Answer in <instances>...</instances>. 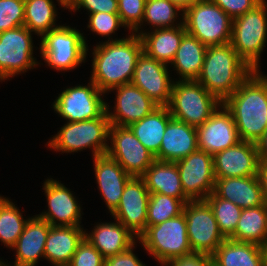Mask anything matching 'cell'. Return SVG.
I'll use <instances>...</instances> for the list:
<instances>
[{
    "label": "cell",
    "mask_w": 267,
    "mask_h": 266,
    "mask_svg": "<svg viewBox=\"0 0 267 266\" xmlns=\"http://www.w3.org/2000/svg\"><path fill=\"white\" fill-rule=\"evenodd\" d=\"M117 41H105L93 48L90 80L103 93L131 83L143 44L138 34L131 33Z\"/></svg>",
    "instance_id": "1"
},
{
    "label": "cell",
    "mask_w": 267,
    "mask_h": 266,
    "mask_svg": "<svg viewBox=\"0 0 267 266\" xmlns=\"http://www.w3.org/2000/svg\"><path fill=\"white\" fill-rule=\"evenodd\" d=\"M253 70L224 102L241 141L256 143L267 130V76Z\"/></svg>",
    "instance_id": "2"
},
{
    "label": "cell",
    "mask_w": 267,
    "mask_h": 266,
    "mask_svg": "<svg viewBox=\"0 0 267 266\" xmlns=\"http://www.w3.org/2000/svg\"><path fill=\"white\" fill-rule=\"evenodd\" d=\"M252 71L231 43L208 46L196 81L223 103Z\"/></svg>",
    "instance_id": "3"
},
{
    "label": "cell",
    "mask_w": 267,
    "mask_h": 266,
    "mask_svg": "<svg viewBox=\"0 0 267 266\" xmlns=\"http://www.w3.org/2000/svg\"><path fill=\"white\" fill-rule=\"evenodd\" d=\"M266 41L267 2L262 0L244 15L233 19L230 43L252 70H259V60Z\"/></svg>",
    "instance_id": "4"
},
{
    "label": "cell",
    "mask_w": 267,
    "mask_h": 266,
    "mask_svg": "<svg viewBox=\"0 0 267 266\" xmlns=\"http://www.w3.org/2000/svg\"><path fill=\"white\" fill-rule=\"evenodd\" d=\"M110 121L106 111L96 119L66 122L60 131L48 141V147L62 153L78 152L91 147L92 156L106 154Z\"/></svg>",
    "instance_id": "5"
},
{
    "label": "cell",
    "mask_w": 267,
    "mask_h": 266,
    "mask_svg": "<svg viewBox=\"0 0 267 266\" xmlns=\"http://www.w3.org/2000/svg\"><path fill=\"white\" fill-rule=\"evenodd\" d=\"M222 102L196 80L175 81L168 104L172 118L198 127L202 125Z\"/></svg>",
    "instance_id": "6"
},
{
    "label": "cell",
    "mask_w": 267,
    "mask_h": 266,
    "mask_svg": "<svg viewBox=\"0 0 267 266\" xmlns=\"http://www.w3.org/2000/svg\"><path fill=\"white\" fill-rule=\"evenodd\" d=\"M232 21L233 19L211 0H201L183 12L186 32L207 47L231 42Z\"/></svg>",
    "instance_id": "7"
},
{
    "label": "cell",
    "mask_w": 267,
    "mask_h": 266,
    "mask_svg": "<svg viewBox=\"0 0 267 266\" xmlns=\"http://www.w3.org/2000/svg\"><path fill=\"white\" fill-rule=\"evenodd\" d=\"M39 46L44 62L57 71L75 69L85 63L88 51L83 33L64 24L45 33Z\"/></svg>",
    "instance_id": "8"
},
{
    "label": "cell",
    "mask_w": 267,
    "mask_h": 266,
    "mask_svg": "<svg viewBox=\"0 0 267 266\" xmlns=\"http://www.w3.org/2000/svg\"><path fill=\"white\" fill-rule=\"evenodd\" d=\"M138 240L161 265H166L176 257L192 253L184 213L162 223L148 226Z\"/></svg>",
    "instance_id": "9"
},
{
    "label": "cell",
    "mask_w": 267,
    "mask_h": 266,
    "mask_svg": "<svg viewBox=\"0 0 267 266\" xmlns=\"http://www.w3.org/2000/svg\"><path fill=\"white\" fill-rule=\"evenodd\" d=\"M183 213L192 252L212 256L225 238L209 204L205 200L188 201L184 205Z\"/></svg>",
    "instance_id": "10"
},
{
    "label": "cell",
    "mask_w": 267,
    "mask_h": 266,
    "mask_svg": "<svg viewBox=\"0 0 267 266\" xmlns=\"http://www.w3.org/2000/svg\"><path fill=\"white\" fill-rule=\"evenodd\" d=\"M32 34L25 26L0 33V81L34 69L39 64L33 57Z\"/></svg>",
    "instance_id": "11"
},
{
    "label": "cell",
    "mask_w": 267,
    "mask_h": 266,
    "mask_svg": "<svg viewBox=\"0 0 267 266\" xmlns=\"http://www.w3.org/2000/svg\"><path fill=\"white\" fill-rule=\"evenodd\" d=\"M106 154L131 177H142L155 161V156L136 138L129 126L110 125Z\"/></svg>",
    "instance_id": "12"
},
{
    "label": "cell",
    "mask_w": 267,
    "mask_h": 266,
    "mask_svg": "<svg viewBox=\"0 0 267 266\" xmlns=\"http://www.w3.org/2000/svg\"><path fill=\"white\" fill-rule=\"evenodd\" d=\"M103 94L90 80L87 86L77 85L63 90L55 99L53 108L67 122L96 119L106 111Z\"/></svg>",
    "instance_id": "13"
},
{
    "label": "cell",
    "mask_w": 267,
    "mask_h": 266,
    "mask_svg": "<svg viewBox=\"0 0 267 266\" xmlns=\"http://www.w3.org/2000/svg\"><path fill=\"white\" fill-rule=\"evenodd\" d=\"M185 196L190 201L205 200L214 191L213 156L197 150L176 161Z\"/></svg>",
    "instance_id": "14"
},
{
    "label": "cell",
    "mask_w": 267,
    "mask_h": 266,
    "mask_svg": "<svg viewBox=\"0 0 267 266\" xmlns=\"http://www.w3.org/2000/svg\"><path fill=\"white\" fill-rule=\"evenodd\" d=\"M150 192L142 177H131L125 185L117 208L111 213L136 237L147 228V208Z\"/></svg>",
    "instance_id": "15"
},
{
    "label": "cell",
    "mask_w": 267,
    "mask_h": 266,
    "mask_svg": "<svg viewBox=\"0 0 267 266\" xmlns=\"http://www.w3.org/2000/svg\"><path fill=\"white\" fill-rule=\"evenodd\" d=\"M168 66L142 51L131 81L158 106H168L171 99L174 81L169 77Z\"/></svg>",
    "instance_id": "16"
},
{
    "label": "cell",
    "mask_w": 267,
    "mask_h": 266,
    "mask_svg": "<svg viewBox=\"0 0 267 266\" xmlns=\"http://www.w3.org/2000/svg\"><path fill=\"white\" fill-rule=\"evenodd\" d=\"M196 130L198 150L212 156L241 141L232 113L223 103L202 125L196 127Z\"/></svg>",
    "instance_id": "17"
},
{
    "label": "cell",
    "mask_w": 267,
    "mask_h": 266,
    "mask_svg": "<svg viewBox=\"0 0 267 266\" xmlns=\"http://www.w3.org/2000/svg\"><path fill=\"white\" fill-rule=\"evenodd\" d=\"M43 189L48 211L38 214L39 218L51 226H81V207L70 189L53 178L45 180Z\"/></svg>",
    "instance_id": "18"
},
{
    "label": "cell",
    "mask_w": 267,
    "mask_h": 266,
    "mask_svg": "<svg viewBox=\"0 0 267 266\" xmlns=\"http://www.w3.org/2000/svg\"><path fill=\"white\" fill-rule=\"evenodd\" d=\"M113 90H116L117 93L113 113L110 112L109 105L106 103V114L110 125L130 126L158 107L141 89L132 83L115 87L108 92Z\"/></svg>",
    "instance_id": "19"
},
{
    "label": "cell",
    "mask_w": 267,
    "mask_h": 266,
    "mask_svg": "<svg viewBox=\"0 0 267 266\" xmlns=\"http://www.w3.org/2000/svg\"><path fill=\"white\" fill-rule=\"evenodd\" d=\"M215 178L258 176L259 156L256 143L240 141L213 155Z\"/></svg>",
    "instance_id": "20"
},
{
    "label": "cell",
    "mask_w": 267,
    "mask_h": 266,
    "mask_svg": "<svg viewBox=\"0 0 267 266\" xmlns=\"http://www.w3.org/2000/svg\"><path fill=\"white\" fill-rule=\"evenodd\" d=\"M95 177L107 209L112 213L120 203L131 176L107 154L93 157Z\"/></svg>",
    "instance_id": "21"
},
{
    "label": "cell",
    "mask_w": 267,
    "mask_h": 266,
    "mask_svg": "<svg viewBox=\"0 0 267 266\" xmlns=\"http://www.w3.org/2000/svg\"><path fill=\"white\" fill-rule=\"evenodd\" d=\"M51 225L37 215L29 218L23 233L12 248L16 250L13 266H36L40 257L44 258V249ZM1 266H11L1 261Z\"/></svg>",
    "instance_id": "22"
},
{
    "label": "cell",
    "mask_w": 267,
    "mask_h": 266,
    "mask_svg": "<svg viewBox=\"0 0 267 266\" xmlns=\"http://www.w3.org/2000/svg\"><path fill=\"white\" fill-rule=\"evenodd\" d=\"M198 150L196 127L172 118L165 129L155 160L176 162Z\"/></svg>",
    "instance_id": "23"
},
{
    "label": "cell",
    "mask_w": 267,
    "mask_h": 266,
    "mask_svg": "<svg viewBox=\"0 0 267 266\" xmlns=\"http://www.w3.org/2000/svg\"><path fill=\"white\" fill-rule=\"evenodd\" d=\"M213 193L242 209L258 207L265 203L258 176L216 178Z\"/></svg>",
    "instance_id": "24"
},
{
    "label": "cell",
    "mask_w": 267,
    "mask_h": 266,
    "mask_svg": "<svg viewBox=\"0 0 267 266\" xmlns=\"http://www.w3.org/2000/svg\"><path fill=\"white\" fill-rule=\"evenodd\" d=\"M82 226H51L44 258L54 266H68L79 244L85 238Z\"/></svg>",
    "instance_id": "25"
},
{
    "label": "cell",
    "mask_w": 267,
    "mask_h": 266,
    "mask_svg": "<svg viewBox=\"0 0 267 266\" xmlns=\"http://www.w3.org/2000/svg\"><path fill=\"white\" fill-rule=\"evenodd\" d=\"M99 223L85 238L102 254L104 258L123 253L135 245L138 240L129 229L118 220Z\"/></svg>",
    "instance_id": "26"
},
{
    "label": "cell",
    "mask_w": 267,
    "mask_h": 266,
    "mask_svg": "<svg viewBox=\"0 0 267 266\" xmlns=\"http://www.w3.org/2000/svg\"><path fill=\"white\" fill-rule=\"evenodd\" d=\"M143 51L150 57L170 64L187 33L184 24L173 28H156L151 33L139 30Z\"/></svg>",
    "instance_id": "27"
},
{
    "label": "cell",
    "mask_w": 267,
    "mask_h": 266,
    "mask_svg": "<svg viewBox=\"0 0 267 266\" xmlns=\"http://www.w3.org/2000/svg\"><path fill=\"white\" fill-rule=\"evenodd\" d=\"M150 193H159L190 201L184 194L176 162L155 160L142 176Z\"/></svg>",
    "instance_id": "28"
},
{
    "label": "cell",
    "mask_w": 267,
    "mask_h": 266,
    "mask_svg": "<svg viewBox=\"0 0 267 266\" xmlns=\"http://www.w3.org/2000/svg\"><path fill=\"white\" fill-rule=\"evenodd\" d=\"M171 119L168 106H158L143 119L132 123L129 128L144 147L156 156L159 153L166 126Z\"/></svg>",
    "instance_id": "29"
},
{
    "label": "cell",
    "mask_w": 267,
    "mask_h": 266,
    "mask_svg": "<svg viewBox=\"0 0 267 266\" xmlns=\"http://www.w3.org/2000/svg\"><path fill=\"white\" fill-rule=\"evenodd\" d=\"M207 46L196 37L186 33L180 43L176 55L171 62L173 68L181 76V81L196 80L202 70Z\"/></svg>",
    "instance_id": "30"
},
{
    "label": "cell",
    "mask_w": 267,
    "mask_h": 266,
    "mask_svg": "<svg viewBox=\"0 0 267 266\" xmlns=\"http://www.w3.org/2000/svg\"><path fill=\"white\" fill-rule=\"evenodd\" d=\"M220 266H264L262 247L225 239L212 255Z\"/></svg>",
    "instance_id": "31"
},
{
    "label": "cell",
    "mask_w": 267,
    "mask_h": 266,
    "mask_svg": "<svg viewBox=\"0 0 267 266\" xmlns=\"http://www.w3.org/2000/svg\"><path fill=\"white\" fill-rule=\"evenodd\" d=\"M230 239L262 246L267 241V203L242 209L238 225Z\"/></svg>",
    "instance_id": "32"
},
{
    "label": "cell",
    "mask_w": 267,
    "mask_h": 266,
    "mask_svg": "<svg viewBox=\"0 0 267 266\" xmlns=\"http://www.w3.org/2000/svg\"><path fill=\"white\" fill-rule=\"evenodd\" d=\"M57 11L52 0H25L24 26L43 36L56 26Z\"/></svg>",
    "instance_id": "33"
},
{
    "label": "cell",
    "mask_w": 267,
    "mask_h": 266,
    "mask_svg": "<svg viewBox=\"0 0 267 266\" xmlns=\"http://www.w3.org/2000/svg\"><path fill=\"white\" fill-rule=\"evenodd\" d=\"M28 220L29 218L23 219L20 210L11 200L0 196V241L5 247H14Z\"/></svg>",
    "instance_id": "34"
},
{
    "label": "cell",
    "mask_w": 267,
    "mask_h": 266,
    "mask_svg": "<svg viewBox=\"0 0 267 266\" xmlns=\"http://www.w3.org/2000/svg\"><path fill=\"white\" fill-rule=\"evenodd\" d=\"M180 13L181 21L177 24V17ZM183 10L169 0H146L142 25L147 22L151 27L173 28L183 25Z\"/></svg>",
    "instance_id": "35"
},
{
    "label": "cell",
    "mask_w": 267,
    "mask_h": 266,
    "mask_svg": "<svg viewBox=\"0 0 267 266\" xmlns=\"http://www.w3.org/2000/svg\"><path fill=\"white\" fill-rule=\"evenodd\" d=\"M205 201L211 207L219 230L225 239H230L235 232L242 208L231 201L217 197L211 193Z\"/></svg>",
    "instance_id": "36"
},
{
    "label": "cell",
    "mask_w": 267,
    "mask_h": 266,
    "mask_svg": "<svg viewBox=\"0 0 267 266\" xmlns=\"http://www.w3.org/2000/svg\"><path fill=\"white\" fill-rule=\"evenodd\" d=\"M184 205L178 198L150 193L147 208V227L179 216L183 213Z\"/></svg>",
    "instance_id": "37"
},
{
    "label": "cell",
    "mask_w": 267,
    "mask_h": 266,
    "mask_svg": "<svg viewBox=\"0 0 267 266\" xmlns=\"http://www.w3.org/2000/svg\"><path fill=\"white\" fill-rule=\"evenodd\" d=\"M25 0H0V33L24 26Z\"/></svg>",
    "instance_id": "38"
},
{
    "label": "cell",
    "mask_w": 267,
    "mask_h": 266,
    "mask_svg": "<svg viewBox=\"0 0 267 266\" xmlns=\"http://www.w3.org/2000/svg\"><path fill=\"white\" fill-rule=\"evenodd\" d=\"M146 0H118V14L131 33L141 29Z\"/></svg>",
    "instance_id": "39"
},
{
    "label": "cell",
    "mask_w": 267,
    "mask_h": 266,
    "mask_svg": "<svg viewBox=\"0 0 267 266\" xmlns=\"http://www.w3.org/2000/svg\"><path fill=\"white\" fill-rule=\"evenodd\" d=\"M88 28L91 29L92 32L101 35L103 37L108 36V41H117L118 39H110L111 34H115V32L121 26L125 27L122 23L121 18L118 13H106V12H98L92 13L89 15Z\"/></svg>",
    "instance_id": "40"
},
{
    "label": "cell",
    "mask_w": 267,
    "mask_h": 266,
    "mask_svg": "<svg viewBox=\"0 0 267 266\" xmlns=\"http://www.w3.org/2000/svg\"><path fill=\"white\" fill-rule=\"evenodd\" d=\"M104 259L102 254L84 238L68 266H104Z\"/></svg>",
    "instance_id": "41"
},
{
    "label": "cell",
    "mask_w": 267,
    "mask_h": 266,
    "mask_svg": "<svg viewBox=\"0 0 267 266\" xmlns=\"http://www.w3.org/2000/svg\"><path fill=\"white\" fill-rule=\"evenodd\" d=\"M82 7L90 14L98 12L118 13V0H74L68 9L76 12Z\"/></svg>",
    "instance_id": "42"
},
{
    "label": "cell",
    "mask_w": 267,
    "mask_h": 266,
    "mask_svg": "<svg viewBox=\"0 0 267 266\" xmlns=\"http://www.w3.org/2000/svg\"><path fill=\"white\" fill-rule=\"evenodd\" d=\"M218 5L232 19L244 15L262 0H211Z\"/></svg>",
    "instance_id": "43"
},
{
    "label": "cell",
    "mask_w": 267,
    "mask_h": 266,
    "mask_svg": "<svg viewBox=\"0 0 267 266\" xmlns=\"http://www.w3.org/2000/svg\"><path fill=\"white\" fill-rule=\"evenodd\" d=\"M135 246L127 251L104 259V266H146L133 253Z\"/></svg>",
    "instance_id": "44"
},
{
    "label": "cell",
    "mask_w": 267,
    "mask_h": 266,
    "mask_svg": "<svg viewBox=\"0 0 267 266\" xmlns=\"http://www.w3.org/2000/svg\"><path fill=\"white\" fill-rule=\"evenodd\" d=\"M211 257L207 254L192 252L181 257H176L164 266H208Z\"/></svg>",
    "instance_id": "45"
},
{
    "label": "cell",
    "mask_w": 267,
    "mask_h": 266,
    "mask_svg": "<svg viewBox=\"0 0 267 266\" xmlns=\"http://www.w3.org/2000/svg\"><path fill=\"white\" fill-rule=\"evenodd\" d=\"M258 177L261 182L264 201L267 203V162L260 161Z\"/></svg>",
    "instance_id": "46"
},
{
    "label": "cell",
    "mask_w": 267,
    "mask_h": 266,
    "mask_svg": "<svg viewBox=\"0 0 267 266\" xmlns=\"http://www.w3.org/2000/svg\"><path fill=\"white\" fill-rule=\"evenodd\" d=\"M259 161L267 162V130L264 135L256 142Z\"/></svg>",
    "instance_id": "47"
},
{
    "label": "cell",
    "mask_w": 267,
    "mask_h": 266,
    "mask_svg": "<svg viewBox=\"0 0 267 266\" xmlns=\"http://www.w3.org/2000/svg\"><path fill=\"white\" fill-rule=\"evenodd\" d=\"M185 11L188 7L198 3L201 0H169Z\"/></svg>",
    "instance_id": "48"
},
{
    "label": "cell",
    "mask_w": 267,
    "mask_h": 266,
    "mask_svg": "<svg viewBox=\"0 0 267 266\" xmlns=\"http://www.w3.org/2000/svg\"><path fill=\"white\" fill-rule=\"evenodd\" d=\"M74 0H57V2L59 3L60 6H62L63 8H68L70 6V4L73 2Z\"/></svg>",
    "instance_id": "49"
},
{
    "label": "cell",
    "mask_w": 267,
    "mask_h": 266,
    "mask_svg": "<svg viewBox=\"0 0 267 266\" xmlns=\"http://www.w3.org/2000/svg\"><path fill=\"white\" fill-rule=\"evenodd\" d=\"M261 247L264 257V266H267V241Z\"/></svg>",
    "instance_id": "50"
},
{
    "label": "cell",
    "mask_w": 267,
    "mask_h": 266,
    "mask_svg": "<svg viewBox=\"0 0 267 266\" xmlns=\"http://www.w3.org/2000/svg\"><path fill=\"white\" fill-rule=\"evenodd\" d=\"M208 266H220L219 264H217L212 257L210 258V263L208 264Z\"/></svg>",
    "instance_id": "51"
}]
</instances>
